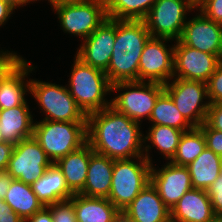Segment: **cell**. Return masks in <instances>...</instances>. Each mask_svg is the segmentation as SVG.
Masks as SVG:
<instances>
[{
	"mask_svg": "<svg viewBox=\"0 0 222 222\" xmlns=\"http://www.w3.org/2000/svg\"><path fill=\"white\" fill-rule=\"evenodd\" d=\"M15 2H17L19 5H20V7H23L24 5H26V4H29L30 2H36V1H38V0H14Z\"/></svg>",
	"mask_w": 222,
	"mask_h": 222,
	"instance_id": "obj_44",
	"label": "cell"
},
{
	"mask_svg": "<svg viewBox=\"0 0 222 222\" xmlns=\"http://www.w3.org/2000/svg\"><path fill=\"white\" fill-rule=\"evenodd\" d=\"M206 149V140L199 127L183 132L171 163L187 166Z\"/></svg>",
	"mask_w": 222,
	"mask_h": 222,
	"instance_id": "obj_29",
	"label": "cell"
},
{
	"mask_svg": "<svg viewBox=\"0 0 222 222\" xmlns=\"http://www.w3.org/2000/svg\"><path fill=\"white\" fill-rule=\"evenodd\" d=\"M196 9L206 18L220 24L222 23V0H204Z\"/></svg>",
	"mask_w": 222,
	"mask_h": 222,
	"instance_id": "obj_33",
	"label": "cell"
},
{
	"mask_svg": "<svg viewBox=\"0 0 222 222\" xmlns=\"http://www.w3.org/2000/svg\"><path fill=\"white\" fill-rule=\"evenodd\" d=\"M24 222H53L51 210L44 206L41 210L24 220Z\"/></svg>",
	"mask_w": 222,
	"mask_h": 222,
	"instance_id": "obj_39",
	"label": "cell"
},
{
	"mask_svg": "<svg viewBox=\"0 0 222 222\" xmlns=\"http://www.w3.org/2000/svg\"><path fill=\"white\" fill-rule=\"evenodd\" d=\"M222 157L206 149L186 167L191 176L193 188L207 190L219 177Z\"/></svg>",
	"mask_w": 222,
	"mask_h": 222,
	"instance_id": "obj_27",
	"label": "cell"
},
{
	"mask_svg": "<svg viewBox=\"0 0 222 222\" xmlns=\"http://www.w3.org/2000/svg\"><path fill=\"white\" fill-rule=\"evenodd\" d=\"M150 182L170 210L187 191L193 188L187 167L175 165L170 161L161 169L151 165Z\"/></svg>",
	"mask_w": 222,
	"mask_h": 222,
	"instance_id": "obj_15",
	"label": "cell"
},
{
	"mask_svg": "<svg viewBox=\"0 0 222 222\" xmlns=\"http://www.w3.org/2000/svg\"><path fill=\"white\" fill-rule=\"evenodd\" d=\"M214 211L207 191L192 188L170 210L171 222H208Z\"/></svg>",
	"mask_w": 222,
	"mask_h": 222,
	"instance_id": "obj_19",
	"label": "cell"
},
{
	"mask_svg": "<svg viewBox=\"0 0 222 222\" xmlns=\"http://www.w3.org/2000/svg\"><path fill=\"white\" fill-rule=\"evenodd\" d=\"M36 99L43 120L60 122H87V116L70 95L67 86L30 78V93Z\"/></svg>",
	"mask_w": 222,
	"mask_h": 222,
	"instance_id": "obj_7",
	"label": "cell"
},
{
	"mask_svg": "<svg viewBox=\"0 0 222 222\" xmlns=\"http://www.w3.org/2000/svg\"><path fill=\"white\" fill-rule=\"evenodd\" d=\"M205 123L210 128L222 132V103L210 104Z\"/></svg>",
	"mask_w": 222,
	"mask_h": 222,
	"instance_id": "obj_36",
	"label": "cell"
},
{
	"mask_svg": "<svg viewBox=\"0 0 222 222\" xmlns=\"http://www.w3.org/2000/svg\"><path fill=\"white\" fill-rule=\"evenodd\" d=\"M199 128L205 136L206 147L222 157V132L210 128L205 122Z\"/></svg>",
	"mask_w": 222,
	"mask_h": 222,
	"instance_id": "obj_34",
	"label": "cell"
},
{
	"mask_svg": "<svg viewBox=\"0 0 222 222\" xmlns=\"http://www.w3.org/2000/svg\"><path fill=\"white\" fill-rule=\"evenodd\" d=\"M219 176L222 177V163H221V166H220V173H219Z\"/></svg>",
	"mask_w": 222,
	"mask_h": 222,
	"instance_id": "obj_49",
	"label": "cell"
},
{
	"mask_svg": "<svg viewBox=\"0 0 222 222\" xmlns=\"http://www.w3.org/2000/svg\"><path fill=\"white\" fill-rule=\"evenodd\" d=\"M148 130L149 132L144 136V157L153 164L149 150L155 147L165 159L170 161L176 153L184 131L165 125H151ZM147 142H150L149 145Z\"/></svg>",
	"mask_w": 222,
	"mask_h": 222,
	"instance_id": "obj_26",
	"label": "cell"
},
{
	"mask_svg": "<svg viewBox=\"0 0 222 222\" xmlns=\"http://www.w3.org/2000/svg\"><path fill=\"white\" fill-rule=\"evenodd\" d=\"M192 2V4L197 7L202 1L204 0H190Z\"/></svg>",
	"mask_w": 222,
	"mask_h": 222,
	"instance_id": "obj_48",
	"label": "cell"
},
{
	"mask_svg": "<svg viewBox=\"0 0 222 222\" xmlns=\"http://www.w3.org/2000/svg\"><path fill=\"white\" fill-rule=\"evenodd\" d=\"M175 42L173 78L206 83L222 59L218 55L186 46L179 40Z\"/></svg>",
	"mask_w": 222,
	"mask_h": 222,
	"instance_id": "obj_13",
	"label": "cell"
},
{
	"mask_svg": "<svg viewBox=\"0 0 222 222\" xmlns=\"http://www.w3.org/2000/svg\"><path fill=\"white\" fill-rule=\"evenodd\" d=\"M115 91L123 92L111 99V106L140 123L143 118L149 120L158 97L164 92V84L146 81L117 82L112 84V92Z\"/></svg>",
	"mask_w": 222,
	"mask_h": 222,
	"instance_id": "obj_6",
	"label": "cell"
},
{
	"mask_svg": "<svg viewBox=\"0 0 222 222\" xmlns=\"http://www.w3.org/2000/svg\"><path fill=\"white\" fill-rule=\"evenodd\" d=\"M164 84V91L171 97L181 115L193 126H201L210 107L205 82L172 78ZM207 101H204L206 100Z\"/></svg>",
	"mask_w": 222,
	"mask_h": 222,
	"instance_id": "obj_8",
	"label": "cell"
},
{
	"mask_svg": "<svg viewBox=\"0 0 222 222\" xmlns=\"http://www.w3.org/2000/svg\"><path fill=\"white\" fill-rule=\"evenodd\" d=\"M208 222H222V215H214Z\"/></svg>",
	"mask_w": 222,
	"mask_h": 222,
	"instance_id": "obj_45",
	"label": "cell"
},
{
	"mask_svg": "<svg viewBox=\"0 0 222 222\" xmlns=\"http://www.w3.org/2000/svg\"><path fill=\"white\" fill-rule=\"evenodd\" d=\"M64 33L85 40L107 19L105 0L60 4L53 8Z\"/></svg>",
	"mask_w": 222,
	"mask_h": 222,
	"instance_id": "obj_9",
	"label": "cell"
},
{
	"mask_svg": "<svg viewBox=\"0 0 222 222\" xmlns=\"http://www.w3.org/2000/svg\"><path fill=\"white\" fill-rule=\"evenodd\" d=\"M116 222H131L130 220H128L126 217H124L122 214L118 217V219L116 220Z\"/></svg>",
	"mask_w": 222,
	"mask_h": 222,
	"instance_id": "obj_47",
	"label": "cell"
},
{
	"mask_svg": "<svg viewBox=\"0 0 222 222\" xmlns=\"http://www.w3.org/2000/svg\"><path fill=\"white\" fill-rule=\"evenodd\" d=\"M13 181L7 170L0 171V198L5 199V195Z\"/></svg>",
	"mask_w": 222,
	"mask_h": 222,
	"instance_id": "obj_41",
	"label": "cell"
},
{
	"mask_svg": "<svg viewBox=\"0 0 222 222\" xmlns=\"http://www.w3.org/2000/svg\"><path fill=\"white\" fill-rule=\"evenodd\" d=\"M215 215H222V177H218L206 190Z\"/></svg>",
	"mask_w": 222,
	"mask_h": 222,
	"instance_id": "obj_35",
	"label": "cell"
},
{
	"mask_svg": "<svg viewBox=\"0 0 222 222\" xmlns=\"http://www.w3.org/2000/svg\"><path fill=\"white\" fill-rule=\"evenodd\" d=\"M4 202L23 220L31 217L44 207L43 203L32 191L31 185L25 184L18 179H13L5 195Z\"/></svg>",
	"mask_w": 222,
	"mask_h": 222,
	"instance_id": "obj_25",
	"label": "cell"
},
{
	"mask_svg": "<svg viewBox=\"0 0 222 222\" xmlns=\"http://www.w3.org/2000/svg\"><path fill=\"white\" fill-rule=\"evenodd\" d=\"M140 125L110 105L87 115V143L94 152L114 160L144 157Z\"/></svg>",
	"mask_w": 222,
	"mask_h": 222,
	"instance_id": "obj_1",
	"label": "cell"
},
{
	"mask_svg": "<svg viewBox=\"0 0 222 222\" xmlns=\"http://www.w3.org/2000/svg\"><path fill=\"white\" fill-rule=\"evenodd\" d=\"M1 142H4V140H3L2 134H1V132H0V143H1Z\"/></svg>",
	"mask_w": 222,
	"mask_h": 222,
	"instance_id": "obj_50",
	"label": "cell"
},
{
	"mask_svg": "<svg viewBox=\"0 0 222 222\" xmlns=\"http://www.w3.org/2000/svg\"><path fill=\"white\" fill-rule=\"evenodd\" d=\"M113 166L114 159L94 152L88 165L86 183L79 193L88 197L108 198Z\"/></svg>",
	"mask_w": 222,
	"mask_h": 222,
	"instance_id": "obj_21",
	"label": "cell"
},
{
	"mask_svg": "<svg viewBox=\"0 0 222 222\" xmlns=\"http://www.w3.org/2000/svg\"><path fill=\"white\" fill-rule=\"evenodd\" d=\"M52 164L39 143L30 137L14 145L7 172L13 179L32 185Z\"/></svg>",
	"mask_w": 222,
	"mask_h": 222,
	"instance_id": "obj_11",
	"label": "cell"
},
{
	"mask_svg": "<svg viewBox=\"0 0 222 222\" xmlns=\"http://www.w3.org/2000/svg\"><path fill=\"white\" fill-rule=\"evenodd\" d=\"M116 39V19L107 18L85 40H81L76 56L93 68L107 71Z\"/></svg>",
	"mask_w": 222,
	"mask_h": 222,
	"instance_id": "obj_14",
	"label": "cell"
},
{
	"mask_svg": "<svg viewBox=\"0 0 222 222\" xmlns=\"http://www.w3.org/2000/svg\"><path fill=\"white\" fill-rule=\"evenodd\" d=\"M150 37L144 20L116 19V39L105 72L111 84L138 81L139 60Z\"/></svg>",
	"mask_w": 222,
	"mask_h": 222,
	"instance_id": "obj_2",
	"label": "cell"
},
{
	"mask_svg": "<svg viewBox=\"0 0 222 222\" xmlns=\"http://www.w3.org/2000/svg\"><path fill=\"white\" fill-rule=\"evenodd\" d=\"M94 150L86 143L78 150L68 153L55 164L62 171L68 188L79 193L86 183L88 165Z\"/></svg>",
	"mask_w": 222,
	"mask_h": 222,
	"instance_id": "obj_22",
	"label": "cell"
},
{
	"mask_svg": "<svg viewBox=\"0 0 222 222\" xmlns=\"http://www.w3.org/2000/svg\"><path fill=\"white\" fill-rule=\"evenodd\" d=\"M70 200L74 203L77 222H116L122 214L107 198L76 193Z\"/></svg>",
	"mask_w": 222,
	"mask_h": 222,
	"instance_id": "obj_23",
	"label": "cell"
},
{
	"mask_svg": "<svg viewBox=\"0 0 222 222\" xmlns=\"http://www.w3.org/2000/svg\"><path fill=\"white\" fill-rule=\"evenodd\" d=\"M170 39L150 37L139 60L138 81L166 84L173 78L174 45L167 48Z\"/></svg>",
	"mask_w": 222,
	"mask_h": 222,
	"instance_id": "obj_12",
	"label": "cell"
},
{
	"mask_svg": "<svg viewBox=\"0 0 222 222\" xmlns=\"http://www.w3.org/2000/svg\"><path fill=\"white\" fill-rule=\"evenodd\" d=\"M0 209H9V206L0 198Z\"/></svg>",
	"mask_w": 222,
	"mask_h": 222,
	"instance_id": "obj_46",
	"label": "cell"
},
{
	"mask_svg": "<svg viewBox=\"0 0 222 222\" xmlns=\"http://www.w3.org/2000/svg\"><path fill=\"white\" fill-rule=\"evenodd\" d=\"M5 51L4 50H0V56L4 53Z\"/></svg>",
	"mask_w": 222,
	"mask_h": 222,
	"instance_id": "obj_51",
	"label": "cell"
},
{
	"mask_svg": "<svg viewBox=\"0 0 222 222\" xmlns=\"http://www.w3.org/2000/svg\"><path fill=\"white\" fill-rule=\"evenodd\" d=\"M149 122L152 125H165L184 132L194 127L181 115L171 97L164 91L157 99Z\"/></svg>",
	"mask_w": 222,
	"mask_h": 222,
	"instance_id": "obj_28",
	"label": "cell"
},
{
	"mask_svg": "<svg viewBox=\"0 0 222 222\" xmlns=\"http://www.w3.org/2000/svg\"><path fill=\"white\" fill-rule=\"evenodd\" d=\"M27 101L11 109L0 110V132L5 142L18 144L33 137L34 120Z\"/></svg>",
	"mask_w": 222,
	"mask_h": 222,
	"instance_id": "obj_20",
	"label": "cell"
},
{
	"mask_svg": "<svg viewBox=\"0 0 222 222\" xmlns=\"http://www.w3.org/2000/svg\"><path fill=\"white\" fill-rule=\"evenodd\" d=\"M121 213L131 222H171L170 209L151 182Z\"/></svg>",
	"mask_w": 222,
	"mask_h": 222,
	"instance_id": "obj_18",
	"label": "cell"
},
{
	"mask_svg": "<svg viewBox=\"0 0 222 222\" xmlns=\"http://www.w3.org/2000/svg\"><path fill=\"white\" fill-rule=\"evenodd\" d=\"M13 148L14 144L10 142L4 141L0 143V171L7 170Z\"/></svg>",
	"mask_w": 222,
	"mask_h": 222,
	"instance_id": "obj_38",
	"label": "cell"
},
{
	"mask_svg": "<svg viewBox=\"0 0 222 222\" xmlns=\"http://www.w3.org/2000/svg\"><path fill=\"white\" fill-rule=\"evenodd\" d=\"M186 21L179 41L202 52L218 55L222 59L221 24L206 18L198 11Z\"/></svg>",
	"mask_w": 222,
	"mask_h": 222,
	"instance_id": "obj_16",
	"label": "cell"
},
{
	"mask_svg": "<svg viewBox=\"0 0 222 222\" xmlns=\"http://www.w3.org/2000/svg\"><path fill=\"white\" fill-rule=\"evenodd\" d=\"M151 165L145 157L114 160L111 190L107 199L120 212H122L150 182Z\"/></svg>",
	"mask_w": 222,
	"mask_h": 222,
	"instance_id": "obj_5",
	"label": "cell"
},
{
	"mask_svg": "<svg viewBox=\"0 0 222 222\" xmlns=\"http://www.w3.org/2000/svg\"><path fill=\"white\" fill-rule=\"evenodd\" d=\"M74 59L67 89L78 107L87 116L110 106L111 100L105 96L112 92V84L106 73L85 64L77 56Z\"/></svg>",
	"mask_w": 222,
	"mask_h": 222,
	"instance_id": "obj_3",
	"label": "cell"
},
{
	"mask_svg": "<svg viewBox=\"0 0 222 222\" xmlns=\"http://www.w3.org/2000/svg\"><path fill=\"white\" fill-rule=\"evenodd\" d=\"M51 210L53 222H77L74 203L63 200L47 206Z\"/></svg>",
	"mask_w": 222,
	"mask_h": 222,
	"instance_id": "obj_31",
	"label": "cell"
},
{
	"mask_svg": "<svg viewBox=\"0 0 222 222\" xmlns=\"http://www.w3.org/2000/svg\"><path fill=\"white\" fill-rule=\"evenodd\" d=\"M194 9L190 0H157L144 22L151 37L178 41L187 21L186 14Z\"/></svg>",
	"mask_w": 222,
	"mask_h": 222,
	"instance_id": "obj_10",
	"label": "cell"
},
{
	"mask_svg": "<svg viewBox=\"0 0 222 222\" xmlns=\"http://www.w3.org/2000/svg\"><path fill=\"white\" fill-rule=\"evenodd\" d=\"M0 222H24V220L9 208L0 209Z\"/></svg>",
	"mask_w": 222,
	"mask_h": 222,
	"instance_id": "obj_42",
	"label": "cell"
},
{
	"mask_svg": "<svg viewBox=\"0 0 222 222\" xmlns=\"http://www.w3.org/2000/svg\"><path fill=\"white\" fill-rule=\"evenodd\" d=\"M19 6L14 0H0V27L5 25L13 11Z\"/></svg>",
	"mask_w": 222,
	"mask_h": 222,
	"instance_id": "obj_37",
	"label": "cell"
},
{
	"mask_svg": "<svg viewBox=\"0 0 222 222\" xmlns=\"http://www.w3.org/2000/svg\"><path fill=\"white\" fill-rule=\"evenodd\" d=\"M32 191L44 206L69 200L74 193L68 188L62 171L53 163L32 185Z\"/></svg>",
	"mask_w": 222,
	"mask_h": 222,
	"instance_id": "obj_24",
	"label": "cell"
},
{
	"mask_svg": "<svg viewBox=\"0 0 222 222\" xmlns=\"http://www.w3.org/2000/svg\"><path fill=\"white\" fill-rule=\"evenodd\" d=\"M16 52L6 50L0 56V75L19 57Z\"/></svg>",
	"mask_w": 222,
	"mask_h": 222,
	"instance_id": "obj_40",
	"label": "cell"
},
{
	"mask_svg": "<svg viewBox=\"0 0 222 222\" xmlns=\"http://www.w3.org/2000/svg\"><path fill=\"white\" fill-rule=\"evenodd\" d=\"M19 56L0 75V110L11 109L26 102V93H30V79L25 80L35 67Z\"/></svg>",
	"mask_w": 222,
	"mask_h": 222,
	"instance_id": "obj_17",
	"label": "cell"
},
{
	"mask_svg": "<svg viewBox=\"0 0 222 222\" xmlns=\"http://www.w3.org/2000/svg\"><path fill=\"white\" fill-rule=\"evenodd\" d=\"M107 18L144 20L157 0H105Z\"/></svg>",
	"mask_w": 222,
	"mask_h": 222,
	"instance_id": "obj_30",
	"label": "cell"
},
{
	"mask_svg": "<svg viewBox=\"0 0 222 222\" xmlns=\"http://www.w3.org/2000/svg\"><path fill=\"white\" fill-rule=\"evenodd\" d=\"M210 104L222 103V62L206 82Z\"/></svg>",
	"mask_w": 222,
	"mask_h": 222,
	"instance_id": "obj_32",
	"label": "cell"
},
{
	"mask_svg": "<svg viewBox=\"0 0 222 222\" xmlns=\"http://www.w3.org/2000/svg\"><path fill=\"white\" fill-rule=\"evenodd\" d=\"M82 1H86V0H48L52 8L60 4L77 3V2H82Z\"/></svg>",
	"mask_w": 222,
	"mask_h": 222,
	"instance_id": "obj_43",
	"label": "cell"
},
{
	"mask_svg": "<svg viewBox=\"0 0 222 222\" xmlns=\"http://www.w3.org/2000/svg\"><path fill=\"white\" fill-rule=\"evenodd\" d=\"M33 137L52 163L87 143V122H35Z\"/></svg>",
	"mask_w": 222,
	"mask_h": 222,
	"instance_id": "obj_4",
	"label": "cell"
}]
</instances>
